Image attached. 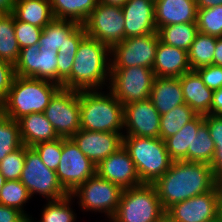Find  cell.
Instances as JSON below:
<instances>
[{
	"label": "cell",
	"mask_w": 222,
	"mask_h": 222,
	"mask_svg": "<svg viewBox=\"0 0 222 222\" xmlns=\"http://www.w3.org/2000/svg\"><path fill=\"white\" fill-rule=\"evenodd\" d=\"M109 56V57H108ZM111 72V48L85 36L78 47L70 74V90L108 89Z\"/></svg>",
	"instance_id": "cell-2"
},
{
	"label": "cell",
	"mask_w": 222,
	"mask_h": 222,
	"mask_svg": "<svg viewBox=\"0 0 222 222\" xmlns=\"http://www.w3.org/2000/svg\"><path fill=\"white\" fill-rule=\"evenodd\" d=\"M71 139L96 166L123 146V135L80 129Z\"/></svg>",
	"instance_id": "cell-17"
},
{
	"label": "cell",
	"mask_w": 222,
	"mask_h": 222,
	"mask_svg": "<svg viewBox=\"0 0 222 222\" xmlns=\"http://www.w3.org/2000/svg\"><path fill=\"white\" fill-rule=\"evenodd\" d=\"M161 222H170L166 217Z\"/></svg>",
	"instance_id": "cell-58"
},
{
	"label": "cell",
	"mask_w": 222,
	"mask_h": 222,
	"mask_svg": "<svg viewBox=\"0 0 222 222\" xmlns=\"http://www.w3.org/2000/svg\"><path fill=\"white\" fill-rule=\"evenodd\" d=\"M123 115V136L160 137L161 115L150 99L123 105Z\"/></svg>",
	"instance_id": "cell-16"
},
{
	"label": "cell",
	"mask_w": 222,
	"mask_h": 222,
	"mask_svg": "<svg viewBox=\"0 0 222 222\" xmlns=\"http://www.w3.org/2000/svg\"><path fill=\"white\" fill-rule=\"evenodd\" d=\"M32 216H30L29 214L27 216H25V221L24 222H41V221H35L33 220V218H31Z\"/></svg>",
	"instance_id": "cell-57"
},
{
	"label": "cell",
	"mask_w": 222,
	"mask_h": 222,
	"mask_svg": "<svg viewBox=\"0 0 222 222\" xmlns=\"http://www.w3.org/2000/svg\"><path fill=\"white\" fill-rule=\"evenodd\" d=\"M204 122L210 132L215 146H222V115L208 114L204 116Z\"/></svg>",
	"instance_id": "cell-45"
},
{
	"label": "cell",
	"mask_w": 222,
	"mask_h": 222,
	"mask_svg": "<svg viewBox=\"0 0 222 222\" xmlns=\"http://www.w3.org/2000/svg\"><path fill=\"white\" fill-rule=\"evenodd\" d=\"M127 0H98V2L108 4V5H117L122 6Z\"/></svg>",
	"instance_id": "cell-53"
},
{
	"label": "cell",
	"mask_w": 222,
	"mask_h": 222,
	"mask_svg": "<svg viewBox=\"0 0 222 222\" xmlns=\"http://www.w3.org/2000/svg\"><path fill=\"white\" fill-rule=\"evenodd\" d=\"M219 185L211 191L176 203L165 211L170 222H217Z\"/></svg>",
	"instance_id": "cell-14"
},
{
	"label": "cell",
	"mask_w": 222,
	"mask_h": 222,
	"mask_svg": "<svg viewBox=\"0 0 222 222\" xmlns=\"http://www.w3.org/2000/svg\"><path fill=\"white\" fill-rule=\"evenodd\" d=\"M201 77L206 87L212 91L222 87V67L217 65H209L195 70Z\"/></svg>",
	"instance_id": "cell-41"
},
{
	"label": "cell",
	"mask_w": 222,
	"mask_h": 222,
	"mask_svg": "<svg viewBox=\"0 0 222 222\" xmlns=\"http://www.w3.org/2000/svg\"><path fill=\"white\" fill-rule=\"evenodd\" d=\"M197 113L186 103L179 105L160 116V138L164 141L166 138L175 135L185 124L193 120Z\"/></svg>",
	"instance_id": "cell-32"
},
{
	"label": "cell",
	"mask_w": 222,
	"mask_h": 222,
	"mask_svg": "<svg viewBox=\"0 0 222 222\" xmlns=\"http://www.w3.org/2000/svg\"><path fill=\"white\" fill-rule=\"evenodd\" d=\"M204 122L203 115H197L184 125L178 133L164 140L168 154L173 161L192 162V141L199 126Z\"/></svg>",
	"instance_id": "cell-25"
},
{
	"label": "cell",
	"mask_w": 222,
	"mask_h": 222,
	"mask_svg": "<svg viewBox=\"0 0 222 222\" xmlns=\"http://www.w3.org/2000/svg\"><path fill=\"white\" fill-rule=\"evenodd\" d=\"M15 67L9 62L0 60V103L4 104L15 78Z\"/></svg>",
	"instance_id": "cell-42"
},
{
	"label": "cell",
	"mask_w": 222,
	"mask_h": 222,
	"mask_svg": "<svg viewBox=\"0 0 222 222\" xmlns=\"http://www.w3.org/2000/svg\"><path fill=\"white\" fill-rule=\"evenodd\" d=\"M215 156V144L211 139L207 124L203 122L192 141V162L212 165Z\"/></svg>",
	"instance_id": "cell-35"
},
{
	"label": "cell",
	"mask_w": 222,
	"mask_h": 222,
	"mask_svg": "<svg viewBox=\"0 0 222 222\" xmlns=\"http://www.w3.org/2000/svg\"><path fill=\"white\" fill-rule=\"evenodd\" d=\"M217 222H222V185L219 186Z\"/></svg>",
	"instance_id": "cell-52"
},
{
	"label": "cell",
	"mask_w": 222,
	"mask_h": 222,
	"mask_svg": "<svg viewBox=\"0 0 222 222\" xmlns=\"http://www.w3.org/2000/svg\"><path fill=\"white\" fill-rule=\"evenodd\" d=\"M222 165V146H215V156L212 162V168L216 171Z\"/></svg>",
	"instance_id": "cell-50"
},
{
	"label": "cell",
	"mask_w": 222,
	"mask_h": 222,
	"mask_svg": "<svg viewBox=\"0 0 222 222\" xmlns=\"http://www.w3.org/2000/svg\"><path fill=\"white\" fill-rule=\"evenodd\" d=\"M70 194L62 199L48 201L41 211V222H76L77 213L74 212Z\"/></svg>",
	"instance_id": "cell-33"
},
{
	"label": "cell",
	"mask_w": 222,
	"mask_h": 222,
	"mask_svg": "<svg viewBox=\"0 0 222 222\" xmlns=\"http://www.w3.org/2000/svg\"><path fill=\"white\" fill-rule=\"evenodd\" d=\"M57 54L49 49H40L39 44L20 49L15 64V74L51 81L57 84Z\"/></svg>",
	"instance_id": "cell-15"
},
{
	"label": "cell",
	"mask_w": 222,
	"mask_h": 222,
	"mask_svg": "<svg viewBox=\"0 0 222 222\" xmlns=\"http://www.w3.org/2000/svg\"><path fill=\"white\" fill-rule=\"evenodd\" d=\"M123 146L129 152L142 184H153L173 162L160 137L123 136Z\"/></svg>",
	"instance_id": "cell-5"
},
{
	"label": "cell",
	"mask_w": 222,
	"mask_h": 222,
	"mask_svg": "<svg viewBox=\"0 0 222 222\" xmlns=\"http://www.w3.org/2000/svg\"><path fill=\"white\" fill-rule=\"evenodd\" d=\"M123 189L97 173L78 186L70 195L77 198L78 207L84 212L105 214L110 221L115 215Z\"/></svg>",
	"instance_id": "cell-7"
},
{
	"label": "cell",
	"mask_w": 222,
	"mask_h": 222,
	"mask_svg": "<svg viewBox=\"0 0 222 222\" xmlns=\"http://www.w3.org/2000/svg\"><path fill=\"white\" fill-rule=\"evenodd\" d=\"M209 114L222 115V87L215 90L213 93V101Z\"/></svg>",
	"instance_id": "cell-47"
},
{
	"label": "cell",
	"mask_w": 222,
	"mask_h": 222,
	"mask_svg": "<svg viewBox=\"0 0 222 222\" xmlns=\"http://www.w3.org/2000/svg\"><path fill=\"white\" fill-rule=\"evenodd\" d=\"M32 148L47 168L56 171L62 155V137L53 141L37 143Z\"/></svg>",
	"instance_id": "cell-38"
},
{
	"label": "cell",
	"mask_w": 222,
	"mask_h": 222,
	"mask_svg": "<svg viewBox=\"0 0 222 222\" xmlns=\"http://www.w3.org/2000/svg\"><path fill=\"white\" fill-rule=\"evenodd\" d=\"M24 164L25 145H22L0 161V172L6 180H20Z\"/></svg>",
	"instance_id": "cell-39"
},
{
	"label": "cell",
	"mask_w": 222,
	"mask_h": 222,
	"mask_svg": "<svg viewBox=\"0 0 222 222\" xmlns=\"http://www.w3.org/2000/svg\"><path fill=\"white\" fill-rule=\"evenodd\" d=\"M217 37L198 32L188 51L191 70L213 64Z\"/></svg>",
	"instance_id": "cell-31"
},
{
	"label": "cell",
	"mask_w": 222,
	"mask_h": 222,
	"mask_svg": "<svg viewBox=\"0 0 222 222\" xmlns=\"http://www.w3.org/2000/svg\"><path fill=\"white\" fill-rule=\"evenodd\" d=\"M78 22L64 19H53L47 24L39 38L40 49L58 52L66 39L80 26Z\"/></svg>",
	"instance_id": "cell-27"
},
{
	"label": "cell",
	"mask_w": 222,
	"mask_h": 222,
	"mask_svg": "<svg viewBox=\"0 0 222 222\" xmlns=\"http://www.w3.org/2000/svg\"><path fill=\"white\" fill-rule=\"evenodd\" d=\"M159 40L158 32H154L116 43L111 48V68L143 66L152 69Z\"/></svg>",
	"instance_id": "cell-12"
},
{
	"label": "cell",
	"mask_w": 222,
	"mask_h": 222,
	"mask_svg": "<svg viewBox=\"0 0 222 222\" xmlns=\"http://www.w3.org/2000/svg\"><path fill=\"white\" fill-rule=\"evenodd\" d=\"M16 0H0V13H13Z\"/></svg>",
	"instance_id": "cell-51"
},
{
	"label": "cell",
	"mask_w": 222,
	"mask_h": 222,
	"mask_svg": "<svg viewBox=\"0 0 222 222\" xmlns=\"http://www.w3.org/2000/svg\"><path fill=\"white\" fill-rule=\"evenodd\" d=\"M20 47L15 36L13 13H0V60L15 66Z\"/></svg>",
	"instance_id": "cell-30"
},
{
	"label": "cell",
	"mask_w": 222,
	"mask_h": 222,
	"mask_svg": "<svg viewBox=\"0 0 222 222\" xmlns=\"http://www.w3.org/2000/svg\"><path fill=\"white\" fill-rule=\"evenodd\" d=\"M152 185L166 211L176 203L211 191L217 184L210 164L173 161L168 171Z\"/></svg>",
	"instance_id": "cell-1"
},
{
	"label": "cell",
	"mask_w": 222,
	"mask_h": 222,
	"mask_svg": "<svg viewBox=\"0 0 222 222\" xmlns=\"http://www.w3.org/2000/svg\"><path fill=\"white\" fill-rule=\"evenodd\" d=\"M197 26L201 33L222 37V4L197 9Z\"/></svg>",
	"instance_id": "cell-37"
},
{
	"label": "cell",
	"mask_w": 222,
	"mask_h": 222,
	"mask_svg": "<svg viewBox=\"0 0 222 222\" xmlns=\"http://www.w3.org/2000/svg\"><path fill=\"white\" fill-rule=\"evenodd\" d=\"M86 36L84 26L81 24L58 50L57 56H75L81 40Z\"/></svg>",
	"instance_id": "cell-44"
},
{
	"label": "cell",
	"mask_w": 222,
	"mask_h": 222,
	"mask_svg": "<svg viewBox=\"0 0 222 222\" xmlns=\"http://www.w3.org/2000/svg\"><path fill=\"white\" fill-rule=\"evenodd\" d=\"M152 69L156 77L179 78L191 71L188 52L159 40Z\"/></svg>",
	"instance_id": "cell-21"
},
{
	"label": "cell",
	"mask_w": 222,
	"mask_h": 222,
	"mask_svg": "<svg viewBox=\"0 0 222 222\" xmlns=\"http://www.w3.org/2000/svg\"><path fill=\"white\" fill-rule=\"evenodd\" d=\"M82 25L86 36L97 39L110 48L125 39L122 6L98 2Z\"/></svg>",
	"instance_id": "cell-10"
},
{
	"label": "cell",
	"mask_w": 222,
	"mask_h": 222,
	"mask_svg": "<svg viewBox=\"0 0 222 222\" xmlns=\"http://www.w3.org/2000/svg\"><path fill=\"white\" fill-rule=\"evenodd\" d=\"M25 215L18 209L0 204V222H24Z\"/></svg>",
	"instance_id": "cell-46"
},
{
	"label": "cell",
	"mask_w": 222,
	"mask_h": 222,
	"mask_svg": "<svg viewBox=\"0 0 222 222\" xmlns=\"http://www.w3.org/2000/svg\"><path fill=\"white\" fill-rule=\"evenodd\" d=\"M61 88L51 81L16 75L4 101L5 116L18 121L31 113H43Z\"/></svg>",
	"instance_id": "cell-3"
},
{
	"label": "cell",
	"mask_w": 222,
	"mask_h": 222,
	"mask_svg": "<svg viewBox=\"0 0 222 222\" xmlns=\"http://www.w3.org/2000/svg\"><path fill=\"white\" fill-rule=\"evenodd\" d=\"M215 179L217 185H222V165L215 171Z\"/></svg>",
	"instance_id": "cell-54"
},
{
	"label": "cell",
	"mask_w": 222,
	"mask_h": 222,
	"mask_svg": "<svg viewBox=\"0 0 222 222\" xmlns=\"http://www.w3.org/2000/svg\"><path fill=\"white\" fill-rule=\"evenodd\" d=\"M96 173L100 177L119 185L122 189L142 185L135 164L124 146L102 160L96 166Z\"/></svg>",
	"instance_id": "cell-18"
},
{
	"label": "cell",
	"mask_w": 222,
	"mask_h": 222,
	"mask_svg": "<svg viewBox=\"0 0 222 222\" xmlns=\"http://www.w3.org/2000/svg\"><path fill=\"white\" fill-rule=\"evenodd\" d=\"M13 15L22 22L44 28L53 19L50 0H16Z\"/></svg>",
	"instance_id": "cell-26"
},
{
	"label": "cell",
	"mask_w": 222,
	"mask_h": 222,
	"mask_svg": "<svg viewBox=\"0 0 222 222\" xmlns=\"http://www.w3.org/2000/svg\"><path fill=\"white\" fill-rule=\"evenodd\" d=\"M22 145L18 121L5 116L0 121V161Z\"/></svg>",
	"instance_id": "cell-36"
},
{
	"label": "cell",
	"mask_w": 222,
	"mask_h": 222,
	"mask_svg": "<svg viewBox=\"0 0 222 222\" xmlns=\"http://www.w3.org/2000/svg\"><path fill=\"white\" fill-rule=\"evenodd\" d=\"M157 32L160 41L164 44L174 46L188 52L199 31L197 22H193L166 25L160 27Z\"/></svg>",
	"instance_id": "cell-29"
},
{
	"label": "cell",
	"mask_w": 222,
	"mask_h": 222,
	"mask_svg": "<svg viewBox=\"0 0 222 222\" xmlns=\"http://www.w3.org/2000/svg\"><path fill=\"white\" fill-rule=\"evenodd\" d=\"M59 183L71 194L96 174V165L87 158L71 138H62V155L56 169Z\"/></svg>",
	"instance_id": "cell-13"
},
{
	"label": "cell",
	"mask_w": 222,
	"mask_h": 222,
	"mask_svg": "<svg viewBox=\"0 0 222 222\" xmlns=\"http://www.w3.org/2000/svg\"><path fill=\"white\" fill-rule=\"evenodd\" d=\"M185 103L190 106L197 115H208L211 110L213 93L206 87L200 75L191 70L179 77Z\"/></svg>",
	"instance_id": "cell-22"
},
{
	"label": "cell",
	"mask_w": 222,
	"mask_h": 222,
	"mask_svg": "<svg viewBox=\"0 0 222 222\" xmlns=\"http://www.w3.org/2000/svg\"><path fill=\"white\" fill-rule=\"evenodd\" d=\"M213 65L222 67V37H217Z\"/></svg>",
	"instance_id": "cell-48"
},
{
	"label": "cell",
	"mask_w": 222,
	"mask_h": 222,
	"mask_svg": "<svg viewBox=\"0 0 222 222\" xmlns=\"http://www.w3.org/2000/svg\"><path fill=\"white\" fill-rule=\"evenodd\" d=\"M125 39L157 32L154 0H127L122 5Z\"/></svg>",
	"instance_id": "cell-19"
},
{
	"label": "cell",
	"mask_w": 222,
	"mask_h": 222,
	"mask_svg": "<svg viewBox=\"0 0 222 222\" xmlns=\"http://www.w3.org/2000/svg\"><path fill=\"white\" fill-rule=\"evenodd\" d=\"M30 199H32V197L28 189L20 180H6L0 191V204L18 209L25 216H27L28 213L24 210V206Z\"/></svg>",
	"instance_id": "cell-34"
},
{
	"label": "cell",
	"mask_w": 222,
	"mask_h": 222,
	"mask_svg": "<svg viewBox=\"0 0 222 222\" xmlns=\"http://www.w3.org/2000/svg\"><path fill=\"white\" fill-rule=\"evenodd\" d=\"M5 182H6V179H5V177L2 175V173L0 172V191L2 190L3 185L5 184Z\"/></svg>",
	"instance_id": "cell-56"
},
{
	"label": "cell",
	"mask_w": 222,
	"mask_h": 222,
	"mask_svg": "<svg viewBox=\"0 0 222 222\" xmlns=\"http://www.w3.org/2000/svg\"><path fill=\"white\" fill-rule=\"evenodd\" d=\"M20 181L28 189L31 197L39 194L50 201L62 199L68 195L59 183L56 172L43 164L32 147L25 146V164Z\"/></svg>",
	"instance_id": "cell-9"
},
{
	"label": "cell",
	"mask_w": 222,
	"mask_h": 222,
	"mask_svg": "<svg viewBox=\"0 0 222 222\" xmlns=\"http://www.w3.org/2000/svg\"><path fill=\"white\" fill-rule=\"evenodd\" d=\"M81 129L124 133L123 104L110 91H79Z\"/></svg>",
	"instance_id": "cell-4"
},
{
	"label": "cell",
	"mask_w": 222,
	"mask_h": 222,
	"mask_svg": "<svg viewBox=\"0 0 222 222\" xmlns=\"http://www.w3.org/2000/svg\"><path fill=\"white\" fill-rule=\"evenodd\" d=\"M5 117L4 104L0 103V121Z\"/></svg>",
	"instance_id": "cell-55"
},
{
	"label": "cell",
	"mask_w": 222,
	"mask_h": 222,
	"mask_svg": "<svg viewBox=\"0 0 222 222\" xmlns=\"http://www.w3.org/2000/svg\"><path fill=\"white\" fill-rule=\"evenodd\" d=\"M165 210L152 184L123 189L118 209L109 222H161Z\"/></svg>",
	"instance_id": "cell-6"
},
{
	"label": "cell",
	"mask_w": 222,
	"mask_h": 222,
	"mask_svg": "<svg viewBox=\"0 0 222 222\" xmlns=\"http://www.w3.org/2000/svg\"><path fill=\"white\" fill-rule=\"evenodd\" d=\"M98 0H50L55 19L72 20L83 24L96 7Z\"/></svg>",
	"instance_id": "cell-28"
},
{
	"label": "cell",
	"mask_w": 222,
	"mask_h": 222,
	"mask_svg": "<svg viewBox=\"0 0 222 222\" xmlns=\"http://www.w3.org/2000/svg\"><path fill=\"white\" fill-rule=\"evenodd\" d=\"M43 113L59 137L71 138L81 129L79 91L61 88Z\"/></svg>",
	"instance_id": "cell-11"
},
{
	"label": "cell",
	"mask_w": 222,
	"mask_h": 222,
	"mask_svg": "<svg viewBox=\"0 0 222 222\" xmlns=\"http://www.w3.org/2000/svg\"><path fill=\"white\" fill-rule=\"evenodd\" d=\"M155 23L160 27L197 22L196 0H155Z\"/></svg>",
	"instance_id": "cell-20"
},
{
	"label": "cell",
	"mask_w": 222,
	"mask_h": 222,
	"mask_svg": "<svg viewBox=\"0 0 222 222\" xmlns=\"http://www.w3.org/2000/svg\"><path fill=\"white\" fill-rule=\"evenodd\" d=\"M75 56H57V84L70 90V74Z\"/></svg>",
	"instance_id": "cell-43"
},
{
	"label": "cell",
	"mask_w": 222,
	"mask_h": 222,
	"mask_svg": "<svg viewBox=\"0 0 222 222\" xmlns=\"http://www.w3.org/2000/svg\"><path fill=\"white\" fill-rule=\"evenodd\" d=\"M14 30L20 49L39 43L43 28L19 21L14 16Z\"/></svg>",
	"instance_id": "cell-40"
},
{
	"label": "cell",
	"mask_w": 222,
	"mask_h": 222,
	"mask_svg": "<svg viewBox=\"0 0 222 222\" xmlns=\"http://www.w3.org/2000/svg\"><path fill=\"white\" fill-rule=\"evenodd\" d=\"M155 77L153 69L143 66L111 68L107 90L123 105L147 100Z\"/></svg>",
	"instance_id": "cell-8"
},
{
	"label": "cell",
	"mask_w": 222,
	"mask_h": 222,
	"mask_svg": "<svg viewBox=\"0 0 222 222\" xmlns=\"http://www.w3.org/2000/svg\"><path fill=\"white\" fill-rule=\"evenodd\" d=\"M149 99L160 115L184 104L179 78L155 77Z\"/></svg>",
	"instance_id": "cell-23"
},
{
	"label": "cell",
	"mask_w": 222,
	"mask_h": 222,
	"mask_svg": "<svg viewBox=\"0 0 222 222\" xmlns=\"http://www.w3.org/2000/svg\"><path fill=\"white\" fill-rule=\"evenodd\" d=\"M221 4L222 0H196L197 9L211 8Z\"/></svg>",
	"instance_id": "cell-49"
},
{
	"label": "cell",
	"mask_w": 222,
	"mask_h": 222,
	"mask_svg": "<svg viewBox=\"0 0 222 222\" xmlns=\"http://www.w3.org/2000/svg\"><path fill=\"white\" fill-rule=\"evenodd\" d=\"M18 124L23 145L27 147L60 138L44 113L26 115L18 120Z\"/></svg>",
	"instance_id": "cell-24"
}]
</instances>
